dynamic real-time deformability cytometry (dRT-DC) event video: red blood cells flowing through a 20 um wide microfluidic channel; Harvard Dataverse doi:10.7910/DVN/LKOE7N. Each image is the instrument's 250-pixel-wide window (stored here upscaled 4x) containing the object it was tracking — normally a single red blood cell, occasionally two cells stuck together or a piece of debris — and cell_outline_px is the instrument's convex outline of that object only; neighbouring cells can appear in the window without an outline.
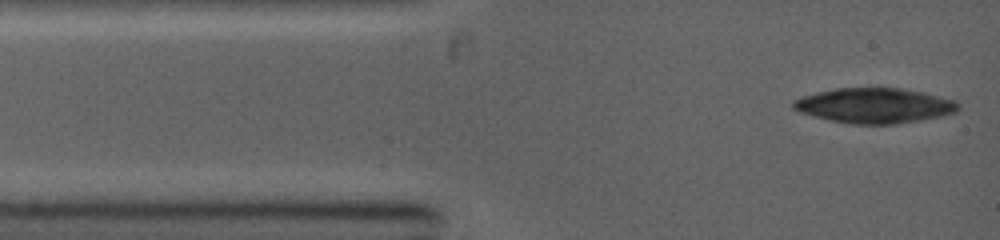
{"species": "common noctule bat (a hibernating species)", "species_latin": "Nyctalus noctula", "temperature_condition": "warm", "stored_images_in_passage": 1, "camera_frame_rate_fps": 5000, "um_per_image_px": 0.085, "animal": {"sex": "female", "body_mass_g": 19.0, "forearm_length_mm": 53.3}, "frame": {"image": 1, "passage_image": 1, "time_ms": 0.0, "image_size_px": [1000, 240], "cell_outline_px": [[960, 108], [956, 112], [944, 116], [896, 124], [852, 124], [832, 120], [800, 112], [792, 108], [792, 100], [816, 92], [836, 88], [900, 88], [920, 92], [956, 100], [960, 104]], "centroid_in_image_um": [74.36, 8.97], "position_along_channel_um": 10.6, "area_um2": 33.64}}